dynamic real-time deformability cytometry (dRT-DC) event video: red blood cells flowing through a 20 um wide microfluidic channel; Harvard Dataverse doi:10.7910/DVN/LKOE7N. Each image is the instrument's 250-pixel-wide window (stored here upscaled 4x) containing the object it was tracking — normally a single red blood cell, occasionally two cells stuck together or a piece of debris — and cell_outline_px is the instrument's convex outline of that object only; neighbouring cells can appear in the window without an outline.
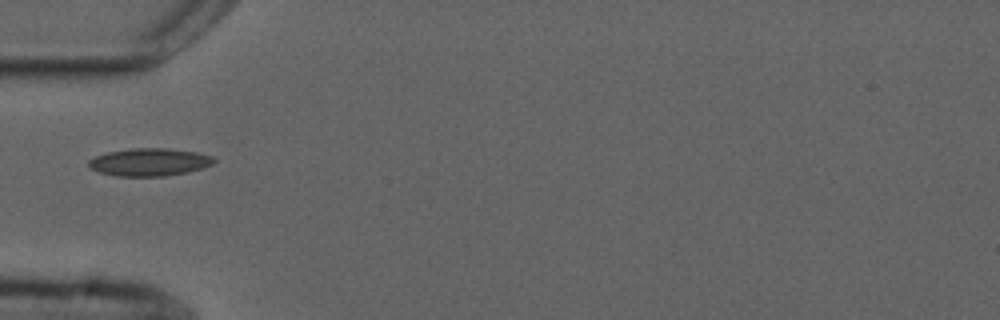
{"species": "common noctule bat (a hibernating species)", "species_latin": "Nyctalus noctula", "temperature_condition": "cold", "stored_images_in_passage": 3, "camera_frame_rate_fps": 3000, "um_per_image_px": 0.085, "animal": {"sex": "male", "forearm_length_mm": 52.5}, "frame": {"image": 1, "passage_image": 1, "time_ms": 0.0, "image_size_px": [1000, 320], "cell_outline_px": [[216, 160], [212, 164], [188, 172], [164, 176], [116, 176], [100, 172], [92, 168], [88, 164], [88, 160], [96, 156], [108, 152], [132, 148], [168, 148], [196, 152], [212, 156]], "centroid_in_image_um": [12.7, 13.77], "position_along_channel_um": 72.3, "area_um2": 20.06}}
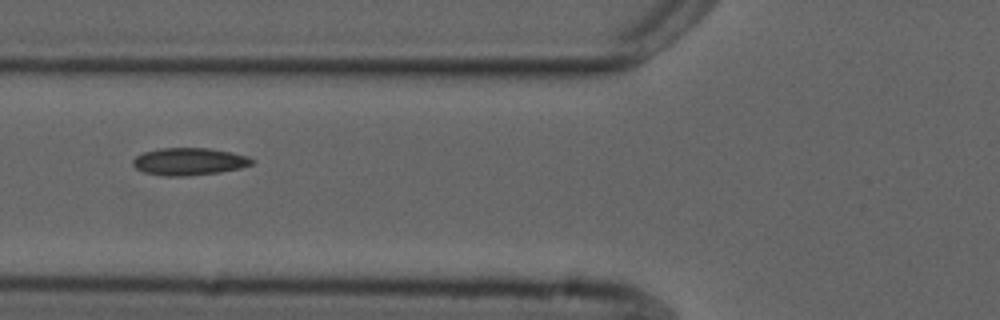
{"frame": {"image": 2, "passage_image": 2, "time_ms": 1.0, "image_size_px": [1000, 320], "cell_outline_px": [[256, 160], [252, 164], [240, 168], [220, 172], [188, 176], [164, 176], [144, 172], [136, 168], [132, 164], [132, 160], [136, 156], [144, 152], [160, 148], [208, 148], [232, 152], [248, 156]], "centroid_in_image_um": [16.09, 13.73], "position_along_channel_um": 109.7, "area_um2": 19.07}}
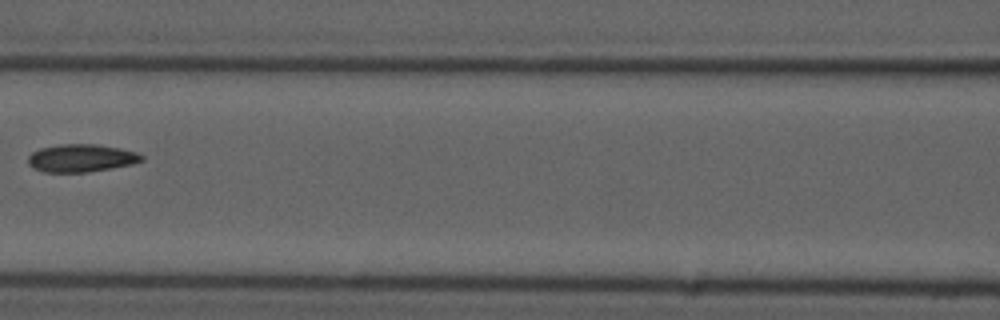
{"frame": {"image": 3, "passage_image": 3, "time_ms": 2.333, "image_size_px": [1000, 320], "cell_outline_px": [[144, 160], [132, 164], [112, 168], [88, 172], [44, 172], [32, 168], [28, 164], [28, 156], [32, 152], [40, 148], [64, 144], [96, 144], [120, 148], [136, 152], [144, 156]], "centroid_in_image_um": [6.9, 13.44], "position_along_channel_um": 159.7, "area_um2": 18.44}}